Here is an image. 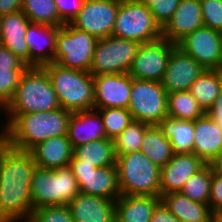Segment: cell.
I'll use <instances>...</instances> for the list:
<instances>
[{
  "mask_svg": "<svg viewBox=\"0 0 222 222\" xmlns=\"http://www.w3.org/2000/svg\"><path fill=\"white\" fill-rule=\"evenodd\" d=\"M37 165L29 151L0 149V218L4 222L28 219L32 211L31 180Z\"/></svg>",
  "mask_w": 222,
  "mask_h": 222,
  "instance_id": "6da1fadb",
  "label": "cell"
},
{
  "mask_svg": "<svg viewBox=\"0 0 222 222\" xmlns=\"http://www.w3.org/2000/svg\"><path fill=\"white\" fill-rule=\"evenodd\" d=\"M71 115L62 107L21 114L6 128V143L14 149L30 151L44 140L67 135Z\"/></svg>",
  "mask_w": 222,
  "mask_h": 222,
  "instance_id": "7a4b0ae2",
  "label": "cell"
},
{
  "mask_svg": "<svg viewBox=\"0 0 222 222\" xmlns=\"http://www.w3.org/2000/svg\"><path fill=\"white\" fill-rule=\"evenodd\" d=\"M60 107L47 71L43 67L28 66L12 99L2 109L8 117L5 127L21 114L52 111Z\"/></svg>",
  "mask_w": 222,
  "mask_h": 222,
  "instance_id": "3957f363",
  "label": "cell"
},
{
  "mask_svg": "<svg viewBox=\"0 0 222 222\" xmlns=\"http://www.w3.org/2000/svg\"><path fill=\"white\" fill-rule=\"evenodd\" d=\"M42 67L63 109L72 113L94 109V79L89 72L64 68L55 62Z\"/></svg>",
  "mask_w": 222,
  "mask_h": 222,
  "instance_id": "277c9868",
  "label": "cell"
},
{
  "mask_svg": "<svg viewBox=\"0 0 222 222\" xmlns=\"http://www.w3.org/2000/svg\"><path fill=\"white\" fill-rule=\"evenodd\" d=\"M121 195L160 197V169L143 152L116 156Z\"/></svg>",
  "mask_w": 222,
  "mask_h": 222,
  "instance_id": "5b68a950",
  "label": "cell"
},
{
  "mask_svg": "<svg viewBox=\"0 0 222 222\" xmlns=\"http://www.w3.org/2000/svg\"><path fill=\"white\" fill-rule=\"evenodd\" d=\"M80 193L70 166L56 169L36 167L31 180L32 210L67 205Z\"/></svg>",
  "mask_w": 222,
  "mask_h": 222,
  "instance_id": "8992f818",
  "label": "cell"
},
{
  "mask_svg": "<svg viewBox=\"0 0 222 222\" xmlns=\"http://www.w3.org/2000/svg\"><path fill=\"white\" fill-rule=\"evenodd\" d=\"M112 36L148 43L162 37V28L141 0H121Z\"/></svg>",
  "mask_w": 222,
  "mask_h": 222,
  "instance_id": "52a82bcc",
  "label": "cell"
},
{
  "mask_svg": "<svg viewBox=\"0 0 222 222\" xmlns=\"http://www.w3.org/2000/svg\"><path fill=\"white\" fill-rule=\"evenodd\" d=\"M97 41L70 23L64 24L57 30L54 62L64 68L89 72Z\"/></svg>",
  "mask_w": 222,
  "mask_h": 222,
  "instance_id": "ba28073f",
  "label": "cell"
},
{
  "mask_svg": "<svg viewBox=\"0 0 222 222\" xmlns=\"http://www.w3.org/2000/svg\"><path fill=\"white\" fill-rule=\"evenodd\" d=\"M141 45L140 42L112 35L98 39L89 73L92 76L128 73Z\"/></svg>",
  "mask_w": 222,
  "mask_h": 222,
  "instance_id": "9c48e42d",
  "label": "cell"
},
{
  "mask_svg": "<svg viewBox=\"0 0 222 222\" xmlns=\"http://www.w3.org/2000/svg\"><path fill=\"white\" fill-rule=\"evenodd\" d=\"M167 95L160 81L132 78L128 110L133 120L158 125L168 117Z\"/></svg>",
  "mask_w": 222,
  "mask_h": 222,
  "instance_id": "30bf717a",
  "label": "cell"
},
{
  "mask_svg": "<svg viewBox=\"0 0 222 222\" xmlns=\"http://www.w3.org/2000/svg\"><path fill=\"white\" fill-rule=\"evenodd\" d=\"M69 166L78 182L80 192L115 201L120 197L116 166L97 168L80 160H71Z\"/></svg>",
  "mask_w": 222,
  "mask_h": 222,
  "instance_id": "8fae6325",
  "label": "cell"
},
{
  "mask_svg": "<svg viewBox=\"0 0 222 222\" xmlns=\"http://www.w3.org/2000/svg\"><path fill=\"white\" fill-rule=\"evenodd\" d=\"M121 0H85L70 23L73 27L102 39L112 35Z\"/></svg>",
  "mask_w": 222,
  "mask_h": 222,
  "instance_id": "7c38bea8",
  "label": "cell"
},
{
  "mask_svg": "<svg viewBox=\"0 0 222 222\" xmlns=\"http://www.w3.org/2000/svg\"><path fill=\"white\" fill-rule=\"evenodd\" d=\"M177 44L167 39L142 43L128 74L135 79L162 81L171 51Z\"/></svg>",
  "mask_w": 222,
  "mask_h": 222,
  "instance_id": "4fadbf2b",
  "label": "cell"
},
{
  "mask_svg": "<svg viewBox=\"0 0 222 222\" xmlns=\"http://www.w3.org/2000/svg\"><path fill=\"white\" fill-rule=\"evenodd\" d=\"M177 46L206 69L222 70V33L202 26L187 34Z\"/></svg>",
  "mask_w": 222,
  "mask_h": 222,
  "instance_id": "5bb4252c",
  "label": "cell"
},
{
  "mask_svg": "<svg viewBox=\"0 0 222 222\" xmlns=\"http://www.w3.org/2000/svg\"><path fill=\"white\" fill-rule=\"evenodd\" d=\"M94 108L129 107L132 77L128 73L93 76Z\"/></svg>",
  "mask_w": 222,
  "mask_h": 222,
  "instance_id": "9a60e30c",
  "label": "cell"
},
{
  "mask_svg": "<svg viewBox=\"0 0 222 222\" xmlns=\"http://www.w3.org/2000/svg\"><path fill=\"white\" fill-rule=\"evenodd\" d=\"M206 70L193 57L176 46L170 53L161 81L167 93L189 91L192 83Z\"/></svg>",
  "mask_w": 222,
  "mask_h": 222,
  "instance_id": "2e32d148",
  "label": "cell"
},
{
  "mask_svg": "<svg viewBox=\"0 0 222 222\" xmlns=\"http://www.w3.org/2000/svg\"><path fill=\"white\" fill-rule=\"evenodd\" d=\"M205 165L206 163L195 153L174 154L160 169V196L180 192L184 183Z\"/></svg>",
  "mask_w": 222,
  "mask_h": 222,
  "instance_id": "e0dca14e",
  "label": "cell"
},
{
  "mask_svg": "<svg viewBox=\"0 0 222 222\" xmlns=\"http://www.w3.org/2000/svg\"><path fill=\"white\" fill-rule=\"evenodd\" d=\"M51 25L29 23L25 40L28 47V66L42 67L54 62L57 30Z\"/></svg>",
  "mask_w": 222,
  "mask_h": 222,
  "instance_id": "ac0fdd59",
  "label": "cell"
},
{
  "mask_svg": "<svg viewBox=\"0 0 222 222\" xmlns=\"http://www.w3.org/2000/svg\"><path fill=\"white\" fill-rule=\"evenodd\" d=\"M204 26L200 0H180L172 18L162 28V38L177 44L187 34Z\"/></svg>",
  "mask_w": 222,
  "mask_h": 222,
  "instance_id": "d6986e66",
  "label": "cell"
},
{
  "mask_svg": "<svg viewBox=\"0 0 222 222\" xmlns=\"http://www.w3.org/2000/svg\"><path fill=\"white\" fill-rule=\"evenodd\" d=\"M67 206L74 222H116L115 200L80 192Z\"/></svg>",
  "mask_w": 222,
  "mask_h": 222,
  "instance_id": "ffe728a7",
  "label": "cell"
},
{
  "mask_svg": "<svg viewBox=\"0 0 222 222\" xmlns=\"http://www.w3.org/2000/svg\"><path fill=\"white\" fill-rule=\"evenodd\" d=\"M193 153L206 164L222 153V130L207 113L194 120Z\"/></svg>",
  "mask_w": 222,
  "mask_h": 222,
  "instance_id": "44dd1931",
  "label": "cell"
},
{
  "mask_svg": "<svg viewBox=\"0 0 222 222\" xmlns=\"http://www.w3.org/2000/svg\"><path fill=\"white\" fill-rule=\"evenodd\" d=\"M67 136L73 148L107 138L100 113L96 109L72 113Z\"/></svg>",
  "mask_w": 222,
  "mask_h": 222,
  "instance_id": "7402d4cb",
  "label": "cell"
},
{
  "mask_svg": "<svg viewBox=\"0 0 222 222\" xmlns=\"http://www.w3.org/2000/svg\"><path fill=\"white\" fill-rule=\"evenodd\" d=\"M37 167L56 169L69 166L73 147L67 135L52 137L37 144L29 151Z\"/></svg>",
  "mask_w": 222,
  "mask_h": 222,
  "instance_id": "603a6c76",
  "label": "cell"
},
{
  "mask_svg": "<svg viewBox=\"0 0 222 222\" xmlns=\"http://www.w3.org/2000/svg\"><path fill=\"white\" fill-rule=\"evenodd\" d=\"M29 23V19L21 10L0 17L2 46L8 48L27 65L29 50L25 36Z\"/></svg>",
  "mask_w": 222,
  "mask_h": 222,
  "instance_id": "cb8c5ba5",
  "label": "cell"
},
{
  "mask_svg": "<svg viewBox=\"0 0 222 222\" xmlns=\"http://www.w3.org/2000/svg\"><path fill=\"white\" fill-rule=\"evenodd\" d=\"M160 201L180 222H211L209 204L195 202L180 192L163 194Z\"/></svg>",
  "mask_w": 222,
  "mask_h": 222,
  "instance_id": "d4e9b609",
  "label": "cell"
},
{
  "mask_svg": "<svg viewBox=\"0 0 222 222\" xmlns=\"http://www.w3.org/2000/svg\"><path fill=\"white\" fill-rule=\"evenodd\" d=\"M160 197L120 195L115 201L116 222H150Z\"/></svg>",
  "mask_w": 222,
  "mask_h": 222,
  "instance_id": "484cf974",
  "label": "cell"
},
{
  "mask_svg": "<svg viewBox=\"0 0 222 222\" xmlns=\"http://www.w3.org/2000/svg\"><path fill=\"white\" fill-rule=\"evenodd\" d=\"M72 160H80L97 168L116 166L113 140L103 138L74 147Z\"/></svg>",
  "mask_w": 222,
  "mask_h": 222,
  "instance_id": "4316f807",
  "label": "cell"
},
{
  "mask_svg": "<svg viewBox=\"0 0 222 222\" xmlns=\"http://www.w3.org/2000/svg\"><path fill=\"white\" fill-rule=\"evenodd\" d=\"M158 125L164 135L170 139L174 154L193 153L194 121L168 116Z\"/></svg>",
  "mask_w": 222,
  "mask_h": 222,
  "instance_id": "83f0119b",
  "label": "cell"
},
{
  "mask_svg": "<svg viewBox=\"0 0 222 222\" xmlns=\"http://www.w3.org/2000/svg\"><path fill=\"white\" fill-rule=\"evenodd\" d=\"M140 151L155 165L162 168L174 155L170 139H168L159 125H149L143 136Z\"/></svg>",
  "mask_w": 222,
  "mask_h": 222,
  "instance_id": "f1b7e54d",
  "label": "cell"
},
{
  "mask_svg": "<svg viewBox=\"0 0 222 222\" xmlns=\"http://www.w3.org/2000/svg\"><path fill=\"white\" fill-rule=\"evenodd\" d=\"M222 89V70L206 69L192 83L189 92L206 112Z\"/></svg>",
  "mask_w": 222,
  "mask_h": 222,
  "instance_id": "f546056e",
  "label": "cell"
},
{
  "mask_svg": "<svg viewBox=\"0 0 222 222\" xmlns=\"http://www.w3.org/2000/svg\"><path fill=\"white\" fill-rule=\"evenodd\" d=\"M167 110L168 116L190 121L206 113L189 91L168 93Z\"/></svg>",
  "mask_w": 222,
  "mask_h": 222,
  "instance_id": "4dcf8cb0",
  "label": "cell"
},
{
  "mask_svg": "<svg viewBox=\"0 0 222 222\" xmlns=\"http://www.w3.org/2000/svg\"><path fill=\"white\" fill-rule=\"evenodd\" d=\"M21 11L31 23L54 27L64 25L60 20L54 0H22Z\"/></svg>",
  "mask_w": 222,
  "mask_h": 222,
  "instance_id": "1f68e13d",
  "label": "cell"
},
{
  "mask_svg": "<svg viewBox=\"0 0 222 222\" xmlns=\"http://www.w3.org/2000/svg\"><path fill=\"white\" fill-rule=\"evenodd\" d=\"M212 176L211 166L206 164L184 183L180 193L195 202L209 204Z\"/></svg>",
  "mask_w": 222,
  "mask_h": 222,
  "instance_id": "d6a6232c",
  "label": "cell"
},
{
  "mask_svg": "<svg viewBox=\"0 0 222 222\" xmlns=\"http://www.w3.org/2000/svg\"><path fill=\"white\" fill-rule=\"evenodd\" d=\"M150 124L133 120L116 138L113 139L116 156L140 151L144 132Z\"/></svg>",
  "mask_w": 222,
  "mask_h": 222,
  "instance_id": "836d02e7",
  "label": "cell"
},
{
  "mask_svg": "<svg viewBox=\"0 0 222 222\" xmlns=\"http://www.w3.org/2000/svg\"><path fill=\"white\" fill-rule=\"evenodd\" d=\"M100 115L108 139L116 138L132 121V115L126 108H94Z\"/></svg>",
  "mask_w": 222,
  "mask_h": 222,
  "instance_id": "e575fe53",
  "label": "cell"
},
{
  "mask_svg": "<svg viewBox=\"0 0 222 222\" xmlns=\"http://www.w3.org/2000/svg\"><path fill=\"white\" fill-rule=\"evenodd\" d=\"M27 67H0V110L12 99Z\"/></svg>",
  "mask_w": 222,
  "mask_h": 222,
  "instance_id": "d590c367",
  "label": "cell"
},
{
  "mask_svg": "<svg viewBox=\"0 0 222 222\" xmlns=\"http://www.w3.org/2000/svg\"><path fill=\"white\" fill-rule=\"evenodd\" d=\"M24 222H74L67 205L45 206L33 209Z\"/></svg>",
  "mask_w": 222,
  "mask_h": 222,
  "instance_id": "8d00e7d4",
  "label": "cell"
},
{
  "mask_svg": "<svg viewBox=\"0 0 222 222\" xmlns=\"http://www.w3.org/2000/svg\"><path fill=\"white\" fill-rule=\"evenodd\" d=\"M151 11L154 20L163 28L172 18L180 0H141Z\"/></svg>",
  "mask_w": 222,
  "mask_h": 222,
  "instance_id": "74e56055",
  "label": "cell"
},
{
  "mask_svg": "<svg viewBox=\"0 0 222 222\" xmlns=\"http://www.w3.org/2000/svg\"><path fill=\"white\" fill-rule=\"evenodd\" d=\"M204 26L222 33V0H200Z\"/></svg>",
  "mask_w": 222,
  "mask_h": 222,
  "instance_id": "f35d334b",
  "label": "cell"
},
{
  "mask_svg": "<svg viewBox=\"0 0 222 222\" xmlns=\"http://www.w3.org/2000/svg\"><path fill=\"white\" fill-rule=\"evenodd\" d=\"M60 20L64 24L71 23L81 11L85 0H54Z\"/></svg>",
  "mask_w": 222,
  "mask_h": 222,
  "instance_id": "ab89813d",
  "label": "cell"
},
{
  "mask_svg": "<svg viewBox=\"0 0 222 222\" xmlns=\"http://www.w3.org/2000/svg\"><path fill=\"white\" fill-rule=\"evenodd\" d=\"M209 205L212 212H222V177L213 174Z\"/></svg>",
  "mask_w": 222,
  "mask_h": 222,
  "instance_id": "60d3db41",
  "label": "cell"
},
{
  "mask_svg": "<svg viewBox=\"0 0 222 222\" xmlns=\"http://www.w3.org/2000/svg\"><path fill=\"white\" fill-rule=\"evenodd\" d=\"M0 67H28L18 56L14 55L8 48L0 47Z\"/></svg>",
  "mask_w": 222,
  "mask_h": 222,
  "instance_id": "b9f144b4",
  "label": "cell"
},
{
  "mask_svg": "<svg viewBox=\"0 0 222 222\" xmlns=\"http://www.w3.org/2000/svg\"><path fill=\"white\" fill-rule=\"evenodd\" d=\"M150 222H180L160 201L154 208Z\"/></svg>",
  "mask_w": 222,
  "mask_h": 222,
  "instance_id": "7bdbcfd3",
  "label": "cell"
},
{
  "mask_svg": "<svg viewBox=\"0 0 222 222\" xmlns=\"http://www.w3.org/2000/svg\"><path fill=\"white\" fill-rule=\"evenodd\" d=\"M206 113L219 125L222 130V89L215 99L213 105L206 111Z\"/></svg>",
  "mask_w": 222,
  "mask_h": 222,
  "instance_id": "ee69618b",
  "label": "cell"
},
{
  "mask_svg": "<svg viewBox=\"0 0 222 222\" xmlns=\"http://www.w3.org/2000/svg\"><path fill=\"white\" fill-rule=\"evenodd\" d=\"M22 0H0V17L21 10Z\"/></svg>",
  "mask_w": 222,
  "mask_h": 222,
  "instance_id": "f6af8a7d",
  "label": "cell"
},
{
  "mask_svg": "<svg viewBox=\"0 0 222 222\" xmlns=\"http://www.w3.org/2000/svg\"><path fill=\"white\" fill-rule=\"evenodd\" d=\"M209 165L211 166V169L213 171V174L221 176L222 177V153L215 157Z\"/></svg>",
  "mask_w": 222,
  "mask_h": 222,
  "instance_id": "bcb514c9",
  "label": "cell"
},
{
  "mask_svg": "<svg viewBox=\"0 0 222 222\" xmlns=\"http://www.w3.org/2000/svg\"><path fill=\"white\" fill-rule=\"evenodd\" d=\"M211 222H222V212H214L211 217Z\"/></svg>",
  "mask_w": 222,
  "mask_h": 222,
  "instance_id": "7dc6e473",
  "label": "cell"
},
{
  "mask_svg": "<svg viewBox=\"0 0 222 222\" xmlns=\"http://www.w3.org/2000/svg\"><path fill=\"white\" fill-rule=\"evenodd\" d=\"M2 46L1 32H0V47Z\"/></svg>",
  "mask_w": 222,
  "mask_h": 222,
  "instance_id": "c3c4849f",
  "label": "cell"
}]
</instances>
